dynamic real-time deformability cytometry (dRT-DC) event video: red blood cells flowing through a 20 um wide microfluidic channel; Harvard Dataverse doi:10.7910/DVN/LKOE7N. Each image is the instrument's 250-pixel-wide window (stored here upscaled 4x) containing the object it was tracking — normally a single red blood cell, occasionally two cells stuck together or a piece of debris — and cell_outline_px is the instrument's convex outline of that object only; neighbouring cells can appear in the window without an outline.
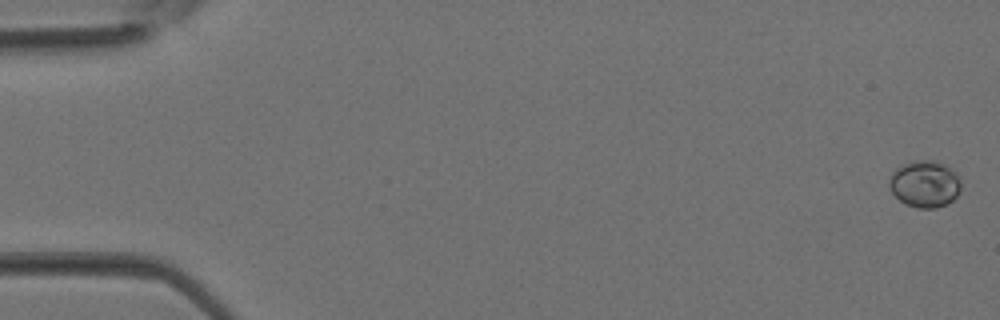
{"species": "Egyptian fruit bat (a non-hibernating species)", "species_latin": "Rousettus aegyptiacus", "temperature_condition": "room temperature", "stored_images_in_passage": 4, "segment_of_instrument_passage": [1, 2], "camera_frame_rate_fps": 3000, "um_per_image_px": 0.085, "animal": {"sex": "female"}, "frame": {"image": 1, "passage_image": 1, "time_ms": 0.0, "image_size_px": [1000, 320], "cell_outline_px": [[960, 188], [956, 196], [948, 204], [936, 208], [916, 208], [900, 200], [892, 192], [888, 184], [888, 180], [892, 172], [896, 168], [904, 164], [916, 160], [936, 160], [944, 164], [956, 172], [960, 176]], "centroid_in_image_um": [78.61, 15.62], "position_along_channel_um": 6.4, "area_um2": 19.65}}